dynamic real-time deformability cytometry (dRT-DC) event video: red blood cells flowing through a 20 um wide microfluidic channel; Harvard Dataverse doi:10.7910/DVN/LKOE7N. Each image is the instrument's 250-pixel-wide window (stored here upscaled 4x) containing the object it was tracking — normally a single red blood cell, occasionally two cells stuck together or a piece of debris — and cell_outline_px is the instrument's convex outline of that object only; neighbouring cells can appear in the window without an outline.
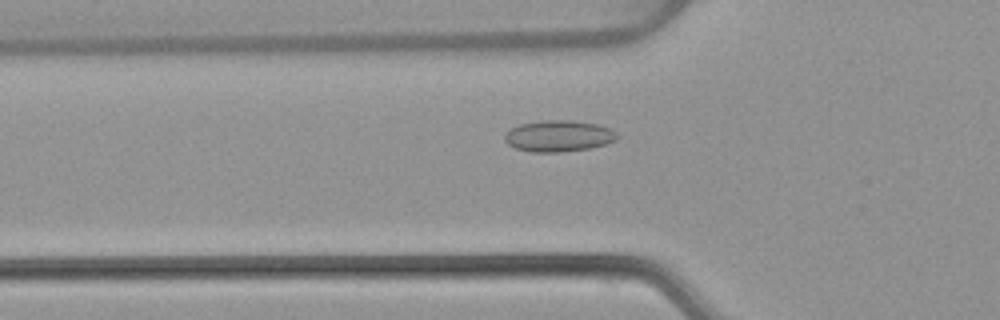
{"species": "common noctule bat (a hibernating species)", "species_latin": "Nyctalus noctula", "temperature_condition": "warm", "stored_images_in_passage": 54, "camera_frame_rate_fps": 3000, "um_per_image_px": 0.085, "animal": {"sex": "female", "body_mass_g": 22.7, "forearm_length_mm": 54.2}, "frame": {"image": 1, "passage_image": 19, "time_ms": 6.0, "image_size_px": [1000, 320], "cell_outline_px": [[620, 136], [616, 140], [608, 144], [592, 148], [560, 152], [532, 152], [516, 148], [508, 144], [504, 140], [504, 136], [512, 128], [520, 124], [544, 120], [572, 120], [600, 124], [612, 128]], "centroid_in_image_um": [47.56, 11.56], "position_along_channel_um": 78.2, "area_um2": 20.81}}
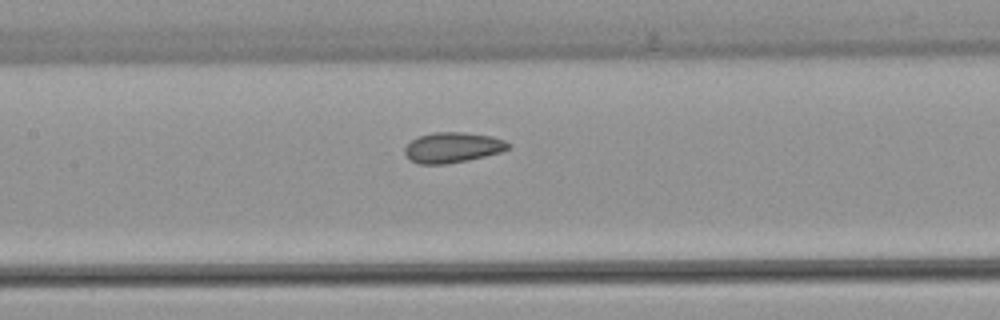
{"frame": {"image": 2, "passage_image": 26, "time_ms": 8.333, "image_size_px": [1000, 320], "cell_outline_px": [[512, 144], [508, 148], [500, 152], [468, 160], [444, 164], [420, 164], [412, 160], [404, 152], [404, 148], [412, 140], [420, 136], [432, 132], [464, 132], [492, 136], [504, 140]], "centroid_in_image_um": [38.49, 12.52], "position_along_channel_um": 168.9, "area_um2": 18.15}}
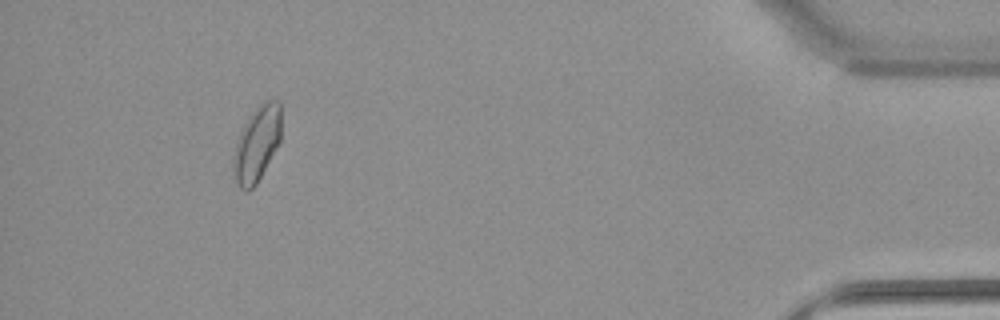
{"frame": {"image": 3, "passage_image": 50, "time_ms": 16.333, "image_size_px": [1000, 320], "cell_outline_px": [[280, 140], [256, 184], [248, 192], [244, 192], [240, 188], [232, 172], [232, 156], [236, 140], [248, 116], [264, 100], [280, 100]], "centroid_in_image_um": [21.79, 12.23], "position_along_channel_um": 413.4, "area_um2": 20.98}, "authors_computed_cell_mechanics": {"area_um2": 19.1896, "velocity_mm_per_s": 3.8527, "shape_relaxation_time_tau1_ms": null, "shape_relaxation_time_tau2_ms": 1.5158, "deformation_change_tau1": null, "deformation_change_tau2": 0.0659}}